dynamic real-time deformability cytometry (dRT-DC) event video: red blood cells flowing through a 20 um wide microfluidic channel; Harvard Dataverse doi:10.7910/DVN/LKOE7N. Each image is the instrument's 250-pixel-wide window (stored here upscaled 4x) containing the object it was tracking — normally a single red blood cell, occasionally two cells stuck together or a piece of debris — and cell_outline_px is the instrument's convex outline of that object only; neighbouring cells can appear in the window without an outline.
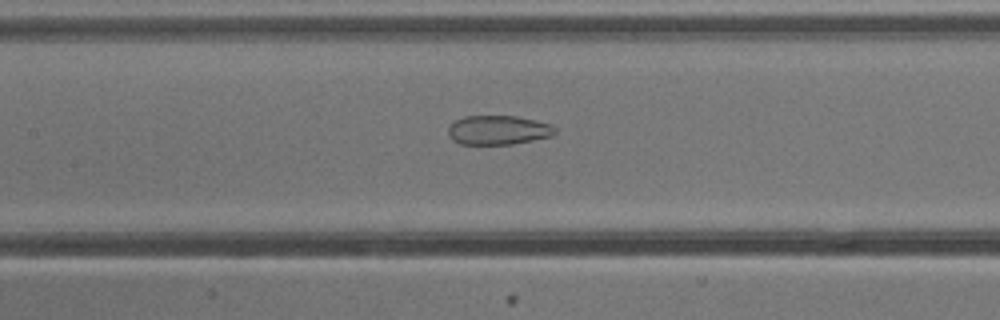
{"species": "common noctule bat (a hibernating species)", "species_latin": "Nyctalus noctula", "temperature_condition": "cold", "stored_images_in_passage": 20, "camera_frame_rate_fps": 3000, "um_per_image_px": 0.085, "animal": {"sex": "male", "body_mass_g": 13.3}, "frame": {"image": 1, "passage_image": 9, "time_ms": 2.667, "image_size_px": [1000, 320], "cell_outline_px": [[556, 132], [552, 136], [512, 144], [460, 144], [452, 140], [448, 132], [448, 128], [456, 120], [464, 116], [516, 116], [536, 120], [552, 124], [556, 128]], "centroid_in_image_um": [42.37, 11.05], "position_along_channel_um": 165.0, "area_um2": 18.21}}
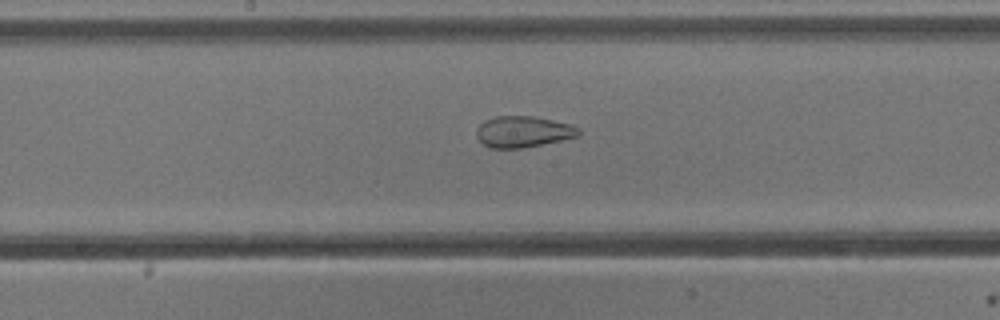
{"frame": {"image": 2, "passage_image": 12, "time_ms": 3.667, "image_size_px": [1000, 320], "cell_outline_px": [[580, 132], [576, 136], [560, 140], [524, 148], [488, 148], [476, 136], [476, 128], [484, 120], [496, 116], [536, 116], [572, 124], [580, 128]], "centroid_in_image_um": [44.45, 11.18], "position_along_channel_um": 203.8, "area_um2": 18.67}}
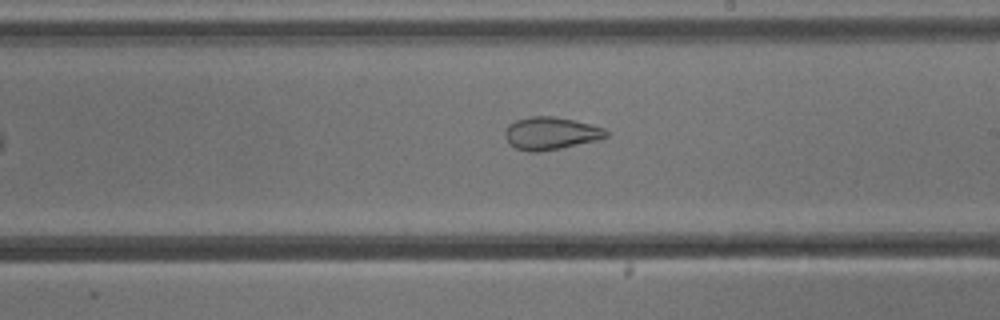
{"frame": {"image": 3, "passage_image": 15, "time_ms": 4.667, "image_size_px": [1000, 320], "cell_outline_px": [[608, 136], [596, 140], [560, 148], [536, 152], [528, 152], [516, 148], [508, 144], [504, 136], [504, 132], [508, 124], [516, 120], [528, 116], [552, 116], [572, 120], [604, 128], [608, 132]], "centroid_in_image_um": [46.75, 11.33], "position_along_channel_um": 242.3, "area_um2": 19.13}}